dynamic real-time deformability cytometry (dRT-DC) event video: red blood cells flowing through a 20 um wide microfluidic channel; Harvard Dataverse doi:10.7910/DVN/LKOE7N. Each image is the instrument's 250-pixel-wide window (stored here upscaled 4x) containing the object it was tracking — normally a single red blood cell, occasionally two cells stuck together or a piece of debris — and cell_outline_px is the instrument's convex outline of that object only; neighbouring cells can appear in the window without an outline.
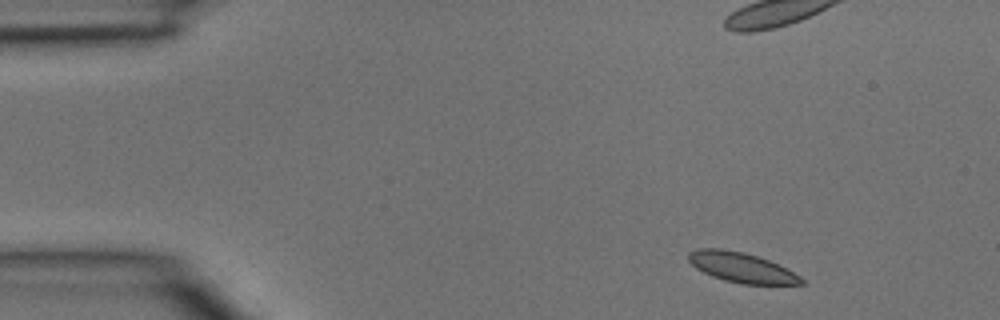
{"species": "common noctule bat (a hibernating species)", "species_latin": "Nyctalus noctula", "temperature_condition": "room temperature", "stored_images_in_passage": 2, "camera_frame_rate_fps": 3000, "um_per_image_px": 0.085, "animal": {"sex": "male", "body_mass_g": 15.6}, "frame": {"image": 1, "passage_image": 1, "time_ms": 0.0, "image_size_px": [1000, 320], "cell_outline_px": [[804, 284], [740, 284], [724, 280], [712, 276], [696, 268], [688, 260], [688, 252], [696, 248], [720, 248], [744, 252], [768, 260], [800, 276], [804, 280]], "centroid_in_image_um": [62.98, 22.73], "position_along_channel_um": 22.0, "area_um2": 19.54}}